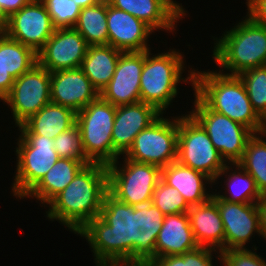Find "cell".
<instances>
[{
  "instance_id": "cell-1",
  "label": "cell",
  "mask_w": 266,
  "mask_h": 266,
  "mask_svg": "<svg viewBox=\"0 0 266 266\" xmlns=\"http://www.w3.org/2000/svg\"><path fill=\"white\" fill-rule=\"evenodd\" d=\"M134 210L107 192L99 216L78 232L93 249L96 266H132Z\"/></svg>"
},
{
  "instance_id": "cell-2",
  "label": "cell",
  "mask_w": 266,
  "mask_h": 266,
  "mask_svg": "<svg viewBox=\"0 0 266 266\" xmlns=\"http://www.w3.org/2000/svg\"><path fill=\"white\" fill-rule=\"evenodd\" d=\"M108 192L107 165H85L66 188L48 204L47 217L63 223L75 234L99 216Z\"/></svg>"
},
{
  "instance_id": "cell-3",
  "label": "cell",
  "mask_w": 266,
  "mask_h": 266,
  "mask_svg": "<svg viewBox=\"0 0 266 266\" xmlns=\"http://www.w3.org/2000/svg\"><path fill=\"white\" fill-rule=\"evenodd\" d=\"M195 71V94L211 110L243 124L254 133L266 131V122L253 109L245 85L238 75H226L221 70L218 73Z\"/></svg>"
},
{
  "instance_id": "cell-4",
  "label": "cell",
  "mask_w": 266,
  "mask_h": 266,
  "mask_svg": "<svg viewBox=\"0 0 266 266\" xmlns=\"http://www.w3.org/2000/svg\"><path fill=\"white\" fill-rule=\"evenodd\" d=\"M213 59L219 66L239 75L245 70L266 65V26L249 16L217 40Z\"/></svg>"
},
{
  "instance_id": "cell-5",
  "label": "cell",
  "mask_w": 266,
  "mask_h": 266,
  "mask_svg": "<svg viewBox=\"0 0 266 266\" xmlns=\"http://www.w3.org/2000/svg\"><path fill=\"white\" fill-rule=\"evenodd\" d=\"M152 55L150 50L145 51V59L140 76V98L141 102L152 105L158 112L163 114L164 110L171 104L177 95V85L183 82H191L193 86V73L184 79L182 72L184 67L183 56L180 52H170Z\"/></svg>"
},
{
  "instance_id": "cell-6",
  "label": "cell",
  "mask_w": 266,
  "mask_h": 266,
  "mask_svg": "<svg viewBox=\"0 0 266 266\" xmlns=\"http://www.w3.org/2000/svg\"><path fill=\"white\" fill-rule=\"evenodd\" d=\"M179 117L177 161L205 174L213 183L221 175L227 176L232 166L225 163L203 127L190 114Z\"/></svg>"
},
{
  "instance_id": "cell-7",
  "label": "cell",
  "mask_w": 266,
  "mask_h": 266,
  "mask_svg": "<svg viewBox=\"0 0 266 266\" xmlns=\"http://www.w3.org/2000/svg\"><path fill=\"white\" fill-rule=\"evenodd\" d=\"M18 140L17 168L12 186L13 196L22 198L41 180L60 158L54 141L41 135H32L22 124Z\"/></svg>"
},
{
  "instance_id": "cell-8",
  "label": "cell",
  "mask_w": 266,
  "mask_h": 266,
  "mask_svg": "<svg viewBox=\"0 0 266 266\" xmlns=\"http://www.w3.org/2000/svg\"><path fill=\"white\" fill-rule=\"evenodd\" d=\"M116 106L100 96L76 113V124L86 156L93 163L113 162L112 130Z\"/></svg>"
},
{
  "instance_id": "cell-9",
  "label": "cell",
  "mask_w": 266,
  "mask_h": 266,
  "mask_svg": "<svg viewBox=\"0 0 266 266\" xmlns=\"http://www.w3.org/2000/svg\"><path fill=\"white\" fill-rule=\"evenodd\" d=\"M124 159L121 168L118 159L107 165L108 192L117 200L133 206L150 203L154 188L161 180L162 168Z\"/></svg>"
},
{
  "instance_id": "cell-10",
  "label": "cell",
  "mask_w": 266,
  "mask_h": 266,
  "mask_svg": "<svg viewBox=\"0 0 266 266\" xmlns=\"http://www.w3.org/2000/svg\"><path fill=\"white\" fill-rule=\"evenodd\" d=\"M190 115L203 127L225 162L238 163L254 132L226 115L211 110L196 94Z\"/></svg>"
},
{
  "instance_id": "cell-11",
  "label": "cell",
  "mask_w": 266,
  "mask_h": 266,
  "mask_svg": "<svg viewBox=\"0 0 266 266\" xmlns=\"http://www.w3.org/2000/svg\"><path fill=\"white\" fill-rule=\"evenodd\" d=\"M177 145L178 116L170 121L161 115L136 135L125 157L163 168L177 161Z\"/></svg>"
},
{
  "instance_id": "cell-12",
  "label": "cell",
  "mask_w": 266,
  "mask_h": 266,
  "mask_svg": "<svg viewBox=\"0 0 266 266\" xmlns=\"http://www.w3.org/2000/svg\"><path fill=\"white\" fill-rule=\"evenodd\" d=\"M50 86L51 73L38 63L15 79L2 101L10 106L17 126L51 102Z\"/></svg>"
},
{
  "instance_id": "cell-13",
  "label": "cell",
  "mask_w": 266,
  "mask_h": 266,
  "mask_svg": "<svg viewBox=\"0 0 266 266\" xmlns=\"http://www.w3.org/2000/svg\"><path fill=\"white\" fill-rule=\"evenodd\" d=\"M88 47L84 37L74 27L55 29L37 52V63L50 73L80 68Z\"/></svg>"
},
{
  "instance_id": "cell-14",
  "label": "cell",
  "mask_w": 266,
  "mask_h": 266,
  "mask_svg": "<svg viewBox=\"0 0 266 266\" xmlns=\"http://www.w3.org/2000/svg\"><path fill=\"white\" fill-rule=\"evenodd\" d=\"M54 30L43 3L40 0H31L9 16L4 33L37 53L53 35Z\"/></svg>"
},
{
  "instance_id": "cell-15",
  "label": "cell",
  "mask_w": 266,
  "mask_h": 266,
  "mask_svg": "<svg viewBox=\"0 0 266 266\" xmlns=\"http://www.w3.org/2000/svg\"><path fill=\"white\" fill-rule=\"evenodd\" d=\"M144 59L145 51L122 52L112 79L99 96L114 106L141 102L140 76Z\"/></svg>"
},
{
  "instance_id": "cell-16",
  "label": "cell",
  "mask_w": 266,
  "mask_h": 266,
  "mask_svg": "<svg viewBox=\"0 0 266 266\" xmlns=\"http://www.w3.org/2000/svg\"><path fill=\"white\" fill-rule=\"evenodd\" d=\"M216 202L224 225V250L245 249L253 233L261 235L255 203H235L218 198Z\"/></svg>"
},
{
  "instance_id": "cell-17",
  "label": "cell",
  "mask_w": 266,
  "mask_h": 266,
  "mask_svg": "<svg viewBox=\"0 0 266 266\" xmlns=\"http://www.w3.org/2000/svg\"><path fill=\"white\" fill-rule=\"evenodd\" d=\"M161 115L152 105L138 102L116 106L112 130L113 162L125 154L136 135L147 128Z\"/></svg>"
},
{
  "instance_id": "cell-18",
  "label": "cell",
  "mask_w": 266,
  "mask_h": 266,
  "mask_svg": "<svg viewBox=\"0 0 266 266\" xmlns=\"http://www.w3.org/2000/svg\"><path fill=\"white\" fill-rule=\"evenodd\" d=\"M108 45L122 52L150 50L147 38L154 30L144 21L111 6L107 1Z\"/></svg>"
},
{
  "instance_id": "cell-19",
  "label": "cell",
  "mask_w": 266,
  "mask_h": 266,
  "mask_svg": "<svg viewBox=\"0 0 266 266\" xmlns=\"http://www.w3.org/2000/svg\"><path fill=\"white\" fill-rule=\"evenodd\" d=\"M51 102L78 113L99 97L98 91L81 68L51 73Z\"/></svg>"
},
{
  "instance_id": "cell-20",
  "label": "cell",
  "mask_w": 266,
  "mask_h": 266,
  "mask_svg": "<svg viewBox=\"0 0 266 266\" xmlns=\"http://www.w3.org/2000/svg\"><path fill=\"white\" fill-rule=\"evenodd\" d=\"M165 215L151 202L133 211L132 266H146L155 259V244Z\"/></svg>"
},
{
  "instance_id": "cell-21",
  "label": "cell",
  "mask_w": 266,
  "mask_h": 266,
  "mask_svg": "<svg viewBox=\"0 0 266 266\" xmlns=\"http://www.w3.org/2000/svg\"><path fill=\"white\" fill-rule=\"evenodd\" d=\"M187 214L198 246L224 251V225L216 202L210 198L205 203L191 205Z\"/></svg>"
},
{
  "instance_id": "cell-22",
  "label": "cell",
  "mask_w": 266,
  "mask_h": 266,
  "mask_svg": "<svg viewBox=\"0 0 266 266\" xmlns=\"http://www.w3.org/2000/svg\"><path fill=\"white\" fill-rule=\"evenodd\" d=\"M198 247L187 213L165 215L155 244V259L182 255Z\"/></svg>"
},
{
  "instance_id": "cell-23",
  "label": "cell",
  "mask_w": 266,
  "mask_h": 266,
  "mask_svg": "<svg viewBox=\"0 0 266 266\" xmlns=\"http://www.w3.org/2000/svg\"><path fill=\"white\" fill-rule=\"evenodd\" d=\"M161 180L176 188L189 206L205 203L212 196L211 193L206 192L204 186L205 181L212 184V180L205 174L184 166L178 161L162 168Z\"/></svg>"
},
{
  "instance_id": "cell-24",
  "label": "cell",
  "mask_w": 266,
  "mask_h": 266,
  "mask_svg": "<svg viewBox=\"0 0 266 266\" xmlns=\"http://www.w3.org/2000/svg\"><path fill=\"white\" fill-rule=\"evenodd\" d=\"M108 3L144 21L154 31H174L180 17L163 0H107Z\"/></svg>"
},
{
  "instance_id": "cell-25",
  "label": "cell",
  "mask_w": 266,
  "mask_h": 266,
  "mask_svg": "<svg viewBox=\"0 0 266 266\" xmlns=\"http://www.w3.org/2000/svg\"><path fill=\"white\" fill-rule=\"evenodd\" d=\"M86 164L80 160L59 158L53 167L41 178V180L24 196L35 197L42 204H47L74 179L76 174Z\"/></svg>"
},
{
  "instance_id": "cell-26",
  "label": "cell",
  "mask_w": 266,
  "mask_h": 266,
  "mask_svg": "<svg viewBox=\"0 0 266 266\" xmlns=\"http://www.w3.org/2000/svg\"><path fill=\"white\" fill-rule=\"evenodd\" d=\"M75 123L76 113L72 109L49 102L22 125L32 135H41L53 140Z\"/></svg>"
},
{
  "instance_id": "cell-27",
  "label": "cell",
  "mask_w": 266,
  "mask_h": 266,
  "mask_svg": "<svg viewBox=\"0 0 266 266\" xmlns=\"http://www.w3.org/2000/svg\"><path fill=\"white\" fill-rule=\"evenodd\" d=\"M121 53L111 45L88 47L80 68L99 94L112 79Z\"/></svg>"
},
{
  "instance_id": "cell-28",
  "label": "cell",
  "mask_w": 266,
  "mask_h": 266,
  "mask_svg": "<svg viewBox=\"0 0 266 266\" xmlns=\"http://www.w3.org/2000/svg\"><path fill=\"white\" fill-rule=\"evenodd\" d=\"M74 28L89 46L108 45L107 0L81 9Z\"/></svg>"
},
{
  "instance_id": "cell-29",
  "label": "cell",
  "mask_w": 266,
  "mask_h": 266,
  "mask_svg": "<svg viewBox=\"0 0 266 266\" xmlns=\"http://www.w3.org/2000/svg\"><path fill=\"white\" fill-rule=\"evenodd\" d=\"M0 62L16 79L37 64V53L5 33H0Z\"/></svg>"
},
{
  "instance_id": "cell-30",
  "label": "cell",
  "mask_w": 266,
  "mask_h": 266,
  "mask_svg": "<svg viewBox=\"0 0 266 266\" xmlns=\"http://www.w3.org/2000/svg\"><path fill=\"white\" fill-rule=\"evenodd\" d=\"M264 136L266 131L254 133L247 142L242 159L238 162L255 180L262 196H266V141L262 139Z\"/></svg>"
},
{
  "instance_id": "cell-31",
  "label": "cell",
  "mask_w": 266,
  "mask_h": 266,
  "mask_svg": "<svg viewBox=\"0 0 266 266\" xmlns=\"http://www.w3.org/2000/svg\"><path fill=\"white\" fill-rule=\"evenodd\" d=\"M236 166L234 172H230L226 179V186L230 195L215 194L218 198L235 203H255L262 195L257 189L255 180L245 171L239 163H232ZM238 170V171H236ZM240 171V172H239Z\"/></svg>"
},
{
  "instance_id": "cell-32",
  "label": "cell",
  "mask_w": 266,
  "mask_h": 266,
  "mask_svg": "<svg viewBox=\"0 0 266 266\" xmlns=\"http://www.w3.org/2000/svg\"><path fill=\"white\" fill-rule=\"evenodd\" d=\"M238 76L245 85L253 109L266 122V65L245 70Z\"/></svg>"
},
{
  "instance_id": "cell-33",
  "label": "cell",
  "mask_w": 266,
  "mask_h": 266,
  "mask_svg": "<svg viewBox=\"0 0 266 266\" xmlns=\"http://www.w3.org/2000/svg\"><path fill=\"white\" fill-rule=\"evenodd\" d=\"M53 141L54 149L60 158L80 160L86 165L93 163L84 152L81 133L76 123L60 133Z\"/></svg>"
},
{
  "instance_id": "cell-34",
  "label": "cell",
  "mask_w": 266,
  "mask_h": 266,
  "mask_svg": "<svg viewBox=\"0 0 266 266\" xmlns=\"http://www.w3.org/2000/svg\"><path fill=\"white\" fill-rule=\"evenodd\" d=\"M151 203L164 215L187 213L190 208L179 191L162 180L154 188Z\"/></svg>"
},
{
  "instance_id": "cell-35",
  "label": "cell",
  "mask_w": 266,
  "mask_h": 266,
  "mask_svg": "<svg viewBox=\"0 0 266 266\" xmlns=\"http://www.w3.org/2000/svg\"><path fill=\"white\" fill-rule=\"evenodd\" d=\"M50 15L55 29L72 28L77 23L81 8L74 0H40Z\"/></svg>"
},
{
  "instance_id": "cell-36",
  "label": "cell",
  "mask_w": 266,
  "mask_h": 266,
  "mask_svg": "<svg viewBox=\"0 0 266 266\" xmlns=\"http://www.w3.org/2000/svg\"><path fill=\"white\" fill-rule=\"evenodd\" d=\"M212 252L217 251L211 248L198 247L182 255L156 258L146 266H214L212 263Z\"/></svg>"
},
{
  "instance_id": "cell-37",
  "label": "cell",
  "mask_w": 266,
  "mask_h": 266,
  "mask_svg": "<svg viewBox=\"0 0 266 266\" xmlns=\"http://www.w3.org/2000/svg\"><path fill=\"white\" fill-rule=\"evenodd\" d=\"M219 254L218 260L225 266H266L263 257L247 248L224 250Z\"/></svg>"
},
{
  "instance_id": "cell-38",
  "label": "cell",
  "mask_w": 266,
  "mask_h": 266,
  "mask_svg": "<svg viewBox=\"0 0 266 266\" xmlns=\"http://www.w3.org/2000/svg\"><path fill=\"white\" fill-rule=\"evenodd\" d=\"M249 16L254 22L266 26V0H247Z\"/></svg>"
},
{
  "instance_id": "cell-39",
  "label": "cell",
  "mask_w": 266,
  "mask_h": 266,
  "mask_svg": "<svg viewBox=\"0 0 266 266\" xmlns=\"http://www.w3.org/2000/svg\"><path fill=\"white\" fill-rule=\"evenodd\" d=\"M14 81L15 79L0 62V100H3L10 93Z\"/></svg>"
},
{
  "instance_id": "cell-40",
  "label": "cell",
  "mask_w": 266,
  "mask_h": 266,
  "mask_svg": "<svg viewBox=\"0 0 266 266\" xmlns=\"http://www.w3.org/2000/svg\"><path fill=\"white\" fill-rule=\"evenodd\" d=\"M255 206L259 218L261 237L266 239V196H262L256 201Z\"/></svg>"
},
{
  "instance_id": "cell-41",
  "label": "cell",
  "mask_w": 266,
  "mask_h": 266,
  "mask_svg": "<svg viewBox=\"0 0 266 266\" xmlns=\"http://www.w3.org/2000/svg\"><path fill=\"white\" fill-rule=\"evenodd\" d=\"M30 1L31 0H0V5L5 13L10 16L27 5Z\"/></svg>"
},
{
  "instance_id": "cell-42",
  "label": "cell",
  "mask_w": 266,
  "mask_h": 266,
  "mask_svg": "<svg viewBox=\"0 0 266 266\" xmlns=\"http://www.w3.org/2000/svg\"><path fill=\"white\" fill-rule=\"evenodd\" d=\"M180 18L185 16V10L182 8V5L174 2L173 0H163Z\"/></svg>"
},
{
  "instance_id": "cell-43",
  "label": "cell",
  "mask_w": 266,
  "mask_h": 266,
  "mask_svg": "<svg viewBox=\"0 0 266 266\" xmlns=\"http://www.w3.org/2000/svg\"><path fill=\"white\" fill-rule=\"evenodd\" d=\"M9 16L5 13L2 6L0 5V33H4L7 24H8Z\"/></svg>"
},
{
  "instance_id": "cell-44",
  "label": "cell",
  "mask_w": 266,
  "mask_h": 266,
  "mask_svg": "<svg viewBox=\"0 0 266 266\" xmlns=\"http://www.w3.org/2000/svg\"><path fill=\"white\" fill-rule=\"evenodd\" d=\"M101 1L103 0H74V2H76L81 9L95 5L97 3H100Z\"/></svg>"
}]
</instances>
